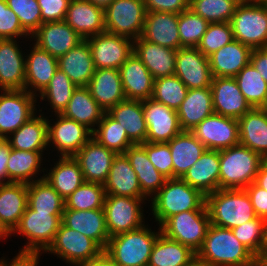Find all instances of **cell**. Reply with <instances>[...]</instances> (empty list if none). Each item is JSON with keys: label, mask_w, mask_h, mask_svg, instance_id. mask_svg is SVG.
<instances>
[{"label": "cell", "mask_w": 267, "mask_h": 266, "mask_svg": "<svg viewBox=\"0 0 267 266\" xmlns=\"http://www.w3.org/2000/svg\"><path fill=\"white\" fill-rule=\"evenodd\" d=\"M56 120L52 126L48 121V145L52 141L61 157L74 156L92 138V131L62 114Z\"/></svg>", "instance_id": "17"}, {"label": "cell", "mask_w": 267, "mask_h": 266, "mask_svg": "<svg viewBox=\"0 0 267 266\" xmlns=\"http://www.w3.org/2000/svg\"><path fill=\"white\" fill-rule=\"evenodd\" d=\"M252 2L267 4V0H251V3Z\"/></svg>", "instance_id": "73"}, {"label": "cell", "mask_w": 267, "mask_h": 266, "mask_svg": "<svg viewBox=\"0 0 267 266\" xmlns=\"http://www.w3.org/2000/svg\"><path fill=\"white\" fill-rule=\"evenodd\" d=\"M15 39H0V90L25 89V58Z\"/></svg>", "instance_id": "24"}, {"label": "cell", "mask_w": 267, "mask_h": 266, "mask_svg": "<svg viewBox=\"0 0 267 266\" xmlns=\"http://www.w3.org/2000/svg\"><path fill=\"white\" fill-rule=\"evenodd\" d=\"M62 223V215L36 212L27 206L12 234L18 233L27 237L22 251H46L53 243Z\"/></svg>", "instance_id": "8"}, {"label": "cell", "mask_w": 267, "mask_h": 266, "mask_svg": "<svg viewBox=\"0 0 267 266\" xmlns=\"http://www.w3.org/2000/svg\"><path fill=\"white\" fill-rule=\"evenodd\" d=\"M77 86L59 68L50 80L47 87L40 93L41 100L45 98L56 114H62Z\"/></svg>", "instance_id": "47"}, {"label": "cell", "mask_w": 267, "mask_h": 266, "mask_svg": "<svg viewBox=\"0 0 267 266\" xmlns=\"http://www.w3.org/2000/svg\"><path fill=\"white\" fill-rule=\"evenodd\" d=\"M28 206L26 183L0 184V219L12 232Z\"/></svg>", "instance_id": "40"}, {"label": "cell", "mask_w": 267, "mask_h": 266, "mask_svg": "<svg viewBox=\"0 0 267 266\" xmlns=\"http://www.w3.org/2000/svg\"><path fill=\"white\" fill-rule=\"evenodd\" d=\"M238 5L251 3V0H233Z\"/></svg>", "instance_id": "71"}, {"label": "cell", "mask_w": 267, "mask_h": 266, "mask_svg": "<svg viewBox=\"0 0 267 266\" xmlns=\"http://www.w3.org/2000/svg\"><path fill=\"white\" fill-rule=\"evenodd\" d=\"M32 49L30 54L25 56V90L36 95L37 91L41 93L47 87L58 70V58L36 44Z\"/></svg>", "instance_id": "26"}, {"label": "cell", "mask_w": 267, "mask_h": 266, "mask_svg": "<svg viewBox=\"0 0 267 266\" xmlns=\"http://www.w3.org/2000/svg\"><path fill=\"white\" fill-rule=\"evenodd\" d=\"M260 109L264 112L267 118V100L266 102L260 107Z\"/></svg>", "instance_id": "72"}, {"label": "cell", "mask_w": 267, "mask_h": 266, "mask_svg": "<svg viewBox=\"0 0 267 266\" xmlns=\"http://www.w3.org/2000/svg\"><path fill=\"white\" fill-rule=\"evenodd\" d=\"M234 40L230 22L209 23L197 49L206 57Z\"/></svg>", "instance_id": "52"}, {"label": "cell", "mask_w": 267, "mask_h": 266, "mask_svg": "<svg viewBox=\"0 0 267 266\" xmlns=\"http://www.w3.org/2000/svg\"><path fill=\"white\" fill-rule=\"evenodd\" d=\"M146 198L106 195L103 205L110 237L133 231L144 225L141 203Z\"/></svg>", "instance_id": "10"}, {"label": "cell", "mask_w": 267, "mask_h": 266, "mask_svg": "<svg viewBox=\"0 0 267 266\" xmlns=\"http://www.w3.org/2000/svg\"><path fill=\"white\" fill-rule=\"evenodd\" d=\"M176 112L182 131H191L206 117L214 114L211 88L188 89Z\"/></svg>", "instance_id": "32"}, {"label": "cell", "mask_w": 267, "mask_h": 266, "mask_svg": "<svg viewBox=\"0 0 267 266\" xmlns=\"http://www.w3.org/2000/svg\"><path fill=\"white\" fill-rule=\"evenodd\" d=\"M181 179L205 196L220 189L219 151L207 149Z\"/></svg>", "instance_id": "29"}, {"label": "cell", "mask_w": 267, "mask_h": 266, "mask_svg": "<svg viewBox=\"0 0 267 266\" xmlns=\"http://www.w3.org/2000/svg\"><path fill=\"white\" fill-rule=\"evenodd\" d=\"M254 182L267 191V158H263Z\"/></svg>", "instance_id": "64"}, {"label": "cell", "mask_w": 267, "mask_h": 266, "mask_svg": "<svg viewBox=\"0 0 267 266\" xmlns=\"http://www.w3.org/2000/svg\"><path fill=\"white\" fill-rule=\"evenodd\" d=\"M196 257V253L178 241L160 233L150 254L148 266H184Z\"/></svg>", "instance_id": "42"}, {"label": "cell", "mask_w": 267, "mask_h": 266, "mask_svg": "<svg viewBox=\"0 0 267 266\" xmlns=\"http://www.w3.org/2000/svg\"><path fill=\"white\" fill-rule=\"evenodd\" d=\"M187 92L185 84L176 75H171L154 79L151 98L177 111Z\"/></svg>", "instance_id": "49"}, {"label": "cell", "mask_w": 267, "mask_h": 266, "mask_svg": "<svg viewBox=\"0 0 267 266\" xmlns=\"http://www.w3.org/2000/svg\"><path fill=\"white\" fill-rule=\"evenodd\" d=\"M209 22L190 8L178 14L179 38L182 47H197Z\"/></svg>", "instance_id": "51"}, {"label": "cell", "mask_w": 267, "mask_h": 266, "mask_svg": "<svg viewBox=\"0 0 267 266\" xmlns=\"http://www.w3.org/2000/svg\"><path fill=\"white\" fill-rule=\"evenodd\" d=\"M97 126L92 131V138L107 149L117 154H124L129 147L135 145L128 138L125 129L108 112L104 114Z\"/></svg>", "instance_id": "45"}, {"label": "cell", "mask_w": 267, "mask_h": 266, "mask_svg": "<svg viewBox=\"0 0 267 266\" xmlns=\"http://www.w3.org/2000/svg\"><path fill=\"white\" fill-rule=\"evenodd\" d=\"M105 196L104 184L85 181L65 199V209H103Z\"/></svg>", "instance_id": "48"}, {"label": "cell", "mask_w": 267, "mask_h": 266, "mask_svg": "<svg viewBox=\"0 0 267 266\" xmlns=\"http://www.w3.org/2000/svg\"><path fill=\"white\" fill-rule=\"evenodd\" d=\"M124 154L137 174L143 195L146 198L150 195L155 196L167 178L152 165L146 150L140 144L129 147Z\"/></svg>", "instance_id": "39"}, {"label": "cell", "mask_w": 267, "mask_h": 266, "mask_svg": "<svg viewBox=\"0 0 267 266\" xmlns=\"http://www.w3.org/2000/svg\"><path fill=\"white\" fill-rule=\"evenodd\" d=\"M240 91L252 108H260L267 100V82L249 63L234 77Z\"/></svg>", "instance_id": "46"}, {"label": "cell", "mask_w": 267, "mask_h": 266, "mask_svg": "<svg viewBox=\"0 0 267 266\" xmlns=\"http://www.w3.org/2000/svg\"><path fill=\"white\" fill-rule=\"evenodd\" d=\"M12 232L7 228V226L0 219V238L11 236Z\"/></svg>", "instance_id": "65"}, {"label": "cell", "mask_w": 267, "mask_h": 266, "mask_svg": "<svg viewBox=\"0 0 267 266\" xmlns=\"http://www.w3.org/2000/svg\"><path fill=\"white\" fill-rule=\"evenodd\" d=\"M64 21L84 40L106 32L104 9L88 0H70Z\"/></svg>", "instance_id": "23"}, {"label": "cell", "mask_w": 267, "mask_h": 266, "mask_svg": "<svg viewBox=\"0 0 267 266\" xmlns=\"http://www.w3.org/2000/svg\"><path fill=\"white\" fill-rule=\"evenodd\" d=\"M33 116L6 140L12 149L43 152L48 146V120L42 114Z\"/></svg>", "instance_id": "38"}, {"label": "cell", "mask_w": 267, "mask_h": 266, "mask_svg": "<svg viewBox=\"0 0 267 266\" xmlns=\"http://www.w3.org/2000/svg\"><path fill=\"white\" fill-rule=\"evenodd\" d=\"M151 202V210L159 226L169 217L183 211L207 210L206 196L181 178L166 179Z\"/></svg>", "instance_id": "2"}, {"label": "cell", "mask_w": 267, "mask_h": 266, "mask_svg": "<svg viewBox=\"0 0 267 266\" xmlns=\"http://www.w3.org/2000/svg\"><path fill=\"white\" fill-rule=\"evenodd\" d=\"M210 88L215 114L238 120L252 109L234 77H213Z\"/></svg>", "instance_id": "18"}, {"label": "cell", "mask_w": 267, "mask_h": 266, "mask_svg": "<svg viewBox=\"0 0 267 266\" xmlns=\"http://www.w3.org/2000/svg\"><path fill=\"white\" fill-rule=\"evenodd\" d=\"M190 0H144L146 11L179 14L189 9Z\"/></svg>", "instance_id": "58"}, {"label": "cell", "mask_w": 267, "mask_h": 266, "mask_svg": "<svg viewBox=\"0 0 267 266\" xmlns=\"http://www.w3.org/2000/svg\"><path fill=\"white\" fill-rule=\"evenodd\" d=\"M237 121L240 144L267 158V118L264 112L252 108Z\"/></svg>", "instance_id": "34"}, {"label": "cell", "mask_w": 267, "mask_h": 266, "mask_svg": "<svg viewBox=\"0 0 267 266\" xmlns=\"http://www.w3.org/2000/svg\"><path fill=\"white\" fill-rule=\"evenodd\" d=\"M40 252L37 251H22L20 250L18 255L12 259V262H7L4 259L0 260V266H37L40 257Z\"/></svg>", "instance_id": "60"}, {"label": "cell", "mask_w": 267, "mask_h": 266, "mask_svg": "<svg viewBox=\"0 0 267 266\" xmlns=\"http://www.w3.org/2000/svg\"><path fill=\"white\" fill-rule=\"evenodd\" d=\"M252 203L257 217L267 219V191L259 187L255 182L244 189Z\"/></svg>", "instance_id": "59"}, {"label": "cell", "mask_w": 267, "mask_h": 266, "mask_svg": "<svg viewBox=\"0 0 267 266\" xmlns=\"http://www.w3.org/2000/svg\"><path fill=\"white\" fill-rule=\"evenodd\" d=\"M144 0H113L104 9L106 32L135 40L145 22Z\"/></svg>", "instance_id": "9"}, {"label": "cell", "mask_w": 267, "mask_h": 266, "mask_svg": "<svg viewBox=\"0 0 267 266\" xmlns=\"http://www.w3.org/2000/svg\"><path fill=\"white\" fill-rule=\"evenodd\" d=\"M11 146L5 138H0V183H6L7 179V162Z\"/></svg>", "instance_id": "62"}, {"label": "cell", "mask_w": 267, "mask_h": 266, "mask_svg": "<svg viewBox=\"0 0 267 266\" xmlns=\"http://www.w3.org/2000/svg\"><path fill=\"white\" fill-rule=\"evenodd\" d=\"M260 250H267V219L265 220V223H264L263 241H262Z\"/></svg>", "instance_id": "67"}, {"label": "cell", "mask_w": 267, "mask_h": 266, "mask_svg": "<svg viewBox=\"0 0 267 266\" xmlns=\"http://www.w3.org/2000/svg\"><path fill=\"white\" fill-rule=\"evenodd\" d=\"M252 50L235 39L224 45L208 57L212 77H235L250 63Z\"/></svg>", "instance_id": "28"}, {"label": "cell", "mask_w": 267, "mask_h": 266, "mask_svg": "<svg viewBox=\"0 0 267 266\" xmlns=\"http://www.w3.org/2000/svg\"><path fill=\"white\" fill-rule=\"evenodd\" d=\"M103 249L92 239L61 223L53 243L45 251L62 257L65 262L78 264L98 256Z\"/></svg>", "instance_id": "13"}, {"label": "cell", "mask_w": 267, "mask_h": 266, "mask_svg": "<svg viewBox=\"0 0 267 266\" xmlns=\"http://www.w3.org/2000/svg\"><path fill=\"white\" fill-rule=\"evenodd\" d=\"M212 225L233 229L255 219L252 203L244 189H218L206 195Z\"/></svg>", "instance_id": "3"}, {"label": "cell", "mask_w": 267, "mask_h": 266, "mask_svg": "<svg viewBox=\"0 0 267 266\" xmlns=\"http://www.w3.org/2000/svg\"><path fill=\"white\" fill-rule=\"evenodd\" d=\"M108 113L120 123L135 145L146 142L147 125L142 101L126 99L112 107Z\"/></svg>", "instance_id": "35"}, {"label": "cell", "mask_w": 267, "mask_h": 266, "mask_svg": "<svg viewBox=\"0 0 267 266\" xmlns=\"http://www.w3.org/2000/svg\"><path fill=\"white\" fill-rule=\"evenodd\" d=\"M246 266H267L261 259L255 257L250 263Z\"/></svg>", "instance_id": "68"}, {"label": "cell", "mask_w": 267, "mask_h": 266, "mask_svg": "<svg viewBox=\"0 0 267 266\" xmlns=\"http://www.w3.org/2000/svg\"><path fill=\"white\" fill-rule=\"evenodd\" d=\"M149 157L152 165L167 179L173 178V160L168 143L140 144Z\"/></svg>", "instance_id": "55"}, {"label": "cell", "mask_w": 267, "mask_h": 266, "mask_svg": "<svg viewBox=\"0 0 267 266\" xmlns=\"http://www.w3.org/2000/svg\"><path fill=\"white\" fill-rule=\"evenodd\" d=\"M42 23L64 21L70 0H37Z\"/></svg>", "instance_id": "57"}, {"label": "cell", "mask_w": 267, "mask_h": 266, "mask_svg": "<svg viewBox=\"0 0 267 266\" xmlns=\"http://www.w3.org/2000/svg\"><path fill=\"white\" fill-rule=\"evenodd\" d=\"M208 210L183 211L169 217L160 227L167 238L178 241L197 253L210 226Z\"/></svg>", "instance_id": "7"}, {"label": "cell", "mask_w": 267, "mask_h": 266, "mask_svg": "<svg viewBox=\"0 0 267 266\" xmlns=\"http://www.w3.org/2000/svg\"><path fill=\"white\" fill-rule=\"evenodd\" d=\"M6 2L29 35H32L42 24L41 9L37 0H6Z\"/></svg>", "instance_id": "53"}, {"label": "cell", "mask_w": 267, "mask_h": 266, "mask_svg": "<svg viewBox=\"0 0 267 266\" xmlns=\"http://www.w3.org/2000/svg\"><path fill=\"white\" fill-rule=\"evenodd\" d=\"M32 36L38 47L56 58L65 55L84 40L65 21L42 23Z\"/></svg>", "instance_id": "20"}, {"label": "cell", "mask_w": 267, "mask_h": 266, "mask_svg": "<svg viewBox=\"0 0 267 266\" xmlns=\"http://www.w3.org/2000/svg\"><path fill=\"white\" fill-rule=\"evenodd\" d=\"M116 155L91 138L73 157L80 165L84 181L104 184Z\"/></svg>", "instance_id": "19"}, {"label": "cell", "mask_w": 267, "mask_h": 266, "mask_svg": "<svg viewBox=\"0 0 267 266\" xmlns=\"http://www.w3.org/2000/svg\"><path fill=\"white\" fill-rule=\"evenodd\" d=\"M42 152L21 151L12 149L9 153L7 162V181L6 183H32V177L39 172L41 165Z\"/></svg>", "instance_id": "43"}, {"label": "cell", "mask_w": 267, "mask_h": 266, "mask_svg": "<svg viewBox=\"0 0 267 266\" xmlns=\"http://www.w3.org/2000/svg\"><path fill=\"white\" fill-rule=\"evenodd\" d=\"M30 36L21 26L18 16L8 7L6 0H0V39H16Z\"/></svg>", "instance_id": "56"}, {"label": "cell", "mask_w": 267, "mask_h": 266, "mask_svg": "<svg viewBox=\"0 0 267 266\" xmlns=\"http://www.w3.org/2000/svg\"><path fill=\"white\" fill-rule=\"evenodd\" d=\"M119 71L127 100L142 101L152 97L154 78L134 52Z\"/></svg>", "instance_id": "25"}, {"label": "cell", "mask_w": 267, "mask_h": 266, "mask_svg": "<svg viewBox=\"0 0 267 266\" xmlns=\"http://www.w3.org/2000/svg\"><path fill=\"white\" fill-rule=\"evenodd\" d=\"M91 49L96 69H118L134 52V40L111 34L99 33L85 39Z\"/></svg>", "instance_id": "12"}, {"label": "cell", "mask_w": 267, "mask_h": 266, "mask_svg": "<svg viewBox=\"0 0 267 266\" xmlns=\"http://www.w3.org/2000/svg\"><path fill=\"white\" fill-rule=\"evenodd\" d=\"M59 157L53 169L43 177L63 199H66L85 181L80 165L73 156Z\"/></svg>", "instance_id": "41"}, {"label": "cell", "mask_w": 267, "mask_h": 266, "mask_svg": "<svg viewBox=\"0 0 267 266\" xmlns=\"http://www.w3.org/2000/svg\"><path fill=\"white\" fill-rule=\"evenodd\" d=\"M140 37L148 42L178 50L181 48L178 14L146 11Z\"/></svg>", "instance_id": "21"}, {"label": "cell", "mask_w": 267, "mask_h": 266, "mask_svg": "<svg viewBox=\"0 0 267 266\" xmlns=\"http://www.w3.org/2000/svg\"><path fill=\"white\" fill-rule=\"evenodd\" d=\"M196 257L205 266H246L256 256L235 237L231 229L210 224Z\"/></svg>", "instance_id": "1"}, {"label": "cell", "mask_w": 267, "mask_h": 266, "mask_svg": "<svg viewBox=\"0 0 267 266\" xmlns=\"http://www.w3.org/2000/svg\"><path fill=\"white\" fill-rule=\"evenodd\" d=\"M95 6L105 9L113 0H88Z\"/></svg>", "instance_id": "66"}, {"label": "cell", "mask_w": 267, "mask_h": 266, "mask_svg": "<svg viewBox=\"0 0 267 266\" xmlns=\"http://www.w3.org/2000/svg\"><path fill=\"white\" fill-rule=\"evenodd\" d=\"M175 75L188 89L211 87L213 78L209 58L196 47H182L177 50Z\"/></svg>", "instance_id": "16"}, {"label": "cell", "mask_w": 267, "mask_h": 266, "mask_svg": "<svg viewBox=\"0 0 267 266\" xmlns=\"http://www.w3.org/2000/svg\"><path fill=\"white\" fill-rule=\"evenodd\" d=\"M87 87L91 96L106 112L126 100L118 69H96Z\"/></svg>", "instance_id": "27"}, {"label": "cell", "mask_w": 267, "mask_h": 266, "mask_svg": "<svg viewBox=\"0 0 267 266\" xmlns=\"http://www.w3.org/2000/svg\"><path fill=\"white\" fill-rule=\"evenodd\" d=\"M104 189L106 195L146 198L141 191L137 174L125 154H117L114 158Z\"/></svg>", "instance_id": "31"}, {"label": "cell", "mask_w": 267, "mask_h": 266, "mask_svg": "<svg viewBox=\"0 0 267 266\" xmlns=\"http://www.w3.org/2000/svg\"><path fill=\"white\" fill-rule=\"evenodd\" d=\"M184 266H205L197 257Z\"/></svg>", "instance_id": "69"}, {"label": "cell", "mask_w": 267, "mask_h": 266, "mask_svg": "<svg viewBox=\"0 0 267 266\" xmlns=\"http://www.w3.org/2000/svg\"><path fill=\"white\" fill-rule=\"evenodd\" d=\"M62 223L68 228L75 231L77 230L86 237L94 240L103 250H105L110 236L107 230L103 209H64Z\"/></svg>", "instance_id": "22"}, {"label": "cell", "mask_w": 267, "mask_h": 266, "mask_svg": "<svg viewBox=\"0 0 267 266\" xmlns=\"http://www.w3.org/2000/svg\"><path fill=\"white\" fill-rule=\"evenodd\" d=\"M208 150H223L240 144L237 119L212 114L190 131Z\"/></svg>", "instance_id": "14"}, {"label": "cell", "mask_w": 267, "mask_h": 266, "mask_svg": "<svg viewBox=\"0 0 267 266\" xmlns=\"http://www.w3.org/2000/svg\"><path fill=\"white\" fill-rule=\"evenodd\" d=\"M250 63L260 72L267 82V48L253 49L250 56Z\"/></svg>", "instance_id": "61"}, {"label": "cell", "mask_w": 267, "mask_h": 266, "mask_svg": "<svg viewBox=\"0 0 267 266\" xmlns=\"http://www.w3.org/2000/svg\"><path fill=\"white\" fill-rule=\"evenodd\" d=\"M230 24L235 40L252 49L267 48V4L237 5Z\"/></svg>", "instance_id": "6"}, {"label": "cell", "mask_w": 267, "mask_h": 266, "mask_svg": "<svg viewBox=\"0 0 267 266\" xmlns=\"http://www.w3.org/2000/svg\"><path fill=\"white\" fill-rule=\"evenodd\" d=\"M258 258L267 265V250H260Z\"/></svg>", "instance_id": "70"}, {"label": "cell", "mask_w": 267, "mask_h": 266, "mask_svg": "<svg viewBox=\"0 0 267 266\" xmlns=\"http://www.w3.org/2000/svg\"><path fill=\"white\" fill-rule=\"evenodd\" d=\"M105 113L106 111H104L91 96L88 87L79 86L74 90L62 115L85 125L93 131L95 129V124L96 126L98 125Z\"/></svg>", "instance_id": "37"}, {"label": "cell", "mask_w": 267, "mask_h": 266, "mask_svg": "<svg viewBox=\"0 0 267 266\" xmlns=\"http://www.w3.org/2000/svg\"><path fill=\"white\" fill-rule=\"evenodd\" d=\"M153 232L145 224L136 230L109 238L105 251L120 266H148L150 254L161 233Z\"/></svg>", "instance_id": "5"}, {"label": "cell", "mask_w": 267, "mask_h": 266, "mask_svg": "<svg viewBox=\"0 0 267 266\" xmlns=\"http://www.w3.org/2000/svg\"><path fill=\"white\" fill-rule=\"evenodd\" d=\"M58 68L77 86H88L96 68L86 40L58 58Z\"/></svg>", "instance_id": "33"}, {"label": "cell", "mask_w": 267, "mask_h": 266, "mask_svg": "<svg viewBox=\"0 0 267 266\" xmlns=\"http://www.w3.org/2000/svg\"><path fill=\"white\" fill-rule=\"evenodd\" d=\"M28 206L36 211L51 213L52 215H63L65 199H63L54 188L42 178L27 184Z\"/></svg>", "instance_id": "44"}, {"label": "cell", "mask_w": 267, "mask_h": 266, "mask_svg": "<svg viewBox=\"0 0 267 266\" xmlns=\"http://www.w3.org/2000/svg\"><path fill=\"white\" fill-rule=\"evenodd\" d=\"M147 125L146 142L168 143L182 132L176 110L152 98L142 100Z\"/></svg>", "instance_id": "15"}, {"label": "cell", "mask_w": 267, "mask_h": 266, "mask_svg": "<svg viewBox=\"0 0 267 266\" xmlns=\"http://www.w3.org/2000/svg\"><path fill=\"white\" fill-rule=\"evenodd\" d=\"M36 96L25 89L3 90L0 95V138H8V134L10 136L35 116Z\"/></svg>", "instance_id": "11"}, {"label": "cell", "mask_w": 267, "mask_h": 266, "mask_svg": "<svg viewBox=\"0 0 267 266\" xmlns=\"http://www.w3.org/2000/svg\"><path fill=\"white\" fill-rule=\"evenodd\" d=\"M134 53L147 67L154 79L175 75L177 50L148 42L139 37L134 40Z\"/></svg>", "instance_id": "30"}, {"label": "cell", "mask_w": 267, "mask_h": 266, "mask_svg": "<svg viewBox=\"0 0 267 266\" xmlns=\"http://www.w3.org/2000/svg\"><path fill=\"white\" fill-rule=\"evenodd\" d=\"M168 145L173 160V178H181L207 150L190 131H182Z\"/></svg>", "instance_id": "36"}, {"label": "cell", "mask_w": 267, "mask_h": 266, "mask_svg": "<svg viewBox=\"0 0 267 266\" xmlns=\"http://www.w3.org/2000/svg\"><path fill=\"white\" fill-rule=\"evenodd\" d=\"M237 3L233 0H190L189 8L209 23L230 22Z\"/></svg>", "instance_id": "50"}, {"label": "cell", "mask_w": 267, "mask_h": 266, "mask_svg": "<svg viewBox=\"0 0 267 266\" xmlns=\"http://www.w3.org/2000/svg\"><path fill=\"white\" fill-rule=\"evenodd\" d=\"M77 266H120V265L117 264L105 250H103L98 256L88 261L82 262Z\"/></svg>", "instance_id": "63"}, {"label": "cell", "mask_w": 267, "mask_h": 266, "mask_svg": "<svg viewBox=\"0 0 267 266\" xmlns=\"http://www.w3.org/2000/svg\"><path fill=\"white\" fill-rule=\"evenodd\" d=\"M265 219L256 217L240 226L231 229L235 237L247 247L256 257L259 256L263 241Z\"/></svg>", "instance_id": "54"}, {"label": "cell", "mask_w": 267, "mask_h": 266, "mask_svg": "<svg viewBox=\"0 0 267 266\" xmlns=\"http://www.w3.org/2000/svg\"><path fill=\"white\" fill-rule=\"evenodd\" d=\"M220 189H245L253 183L263 158L241 144L219 150Z\"/></svg>", "instance_id": "4"}]
</instances>
